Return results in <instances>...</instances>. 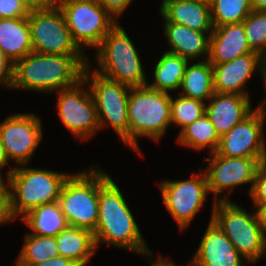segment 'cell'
Wrapping results in <instances>:
<instances>
[{
    "label": "cell",
    "mask_w": 266,
    "mask_h": 266,
    "mask_svg": "<svg viewBox=\"0 0 266 266\" xmlns=\"http://www.w3.org/2000/svg\"><path fill=\"white\" fill-rule=\"evenodd\" d=\"M253 204H266V161L260 163L249 194Z\"/></svg>",
    "instance_id": "obj_32"
},
{
    "label": "cell",
    "mask_w": 266,
    "mask_h": 266,
    "mask_svg": "<svg viewBox=\"0 0 266 266\" xmlns=\"http://www.w3.org/2000/svg\"><path fill=\"white\" fill-rule=\"evenodd\" d=\"M252 11L266 10V0H249Z\"/></svg>",
    "instance_id": "obj_40"
},
{
    "label": "cell",
    "mask_w": 266,
    "mask_h": 266,
    "mask_svg": "<svg viewBox=\"0 0 266 266\" xmlns=\"http://www.w3.org/2000/svg\"><path fill=\"white\" fill-rule=\"evenodd\" d=\"M56 241L60 256L73 260L79 266L87 265L97 251L91 231L70 225L56 236Z\"/></svg>",
    "instance_id": "obj_23"
},
{
    "label": "cell",
    "mask_w": 266,
    "mask_h": 266,
    "mask_svg": "<svg viewBox=\"0 0 266 266\" xmlns=\"http://www.w3.org/2000/svg\"><path fill=\"white\" fill-rule=\"evenodd\" d=\"M14 64L0 49V86L12 90Z\"/></svg>",
    "instance_id": "obj_35"
},
{
    "label": "cell",
    "mask_w": 266,
    "mask_h": 266,
    "mask_svg": "<svg viewBox=\"0 0 266 266\" xmlns=\"http://www.w3.org/2000/svg\"><path fill=\"white\" fill-rule=\"evenodd\" d=\"M176 140L180 146L197 151L209 148L210 154L217 151L220 143V137L214 125L205 113L192 124L184 127Z\"/></svg>",
    "instance_id": "obj_27"
},
{
    "label": "cell",
    "mask_w": 266,
    "mask_h": 266,
    "mask_svg": "<svg viewBox=\"0 0 266 266\" xmlns=\"http://www.w3.org/2000/svg\"><path fill=\"white\" fill-rule=\"evenodd\" d=\"M210 217L249 264L266 256V235L254 212L249 213L235 201L221 200L213 203Z\"/></svg>",
    "instance_id": "obj_6"
},
{
    "label": "cell",
    "mask_w": 266,
    "mask_h": 266,
    "mask_svg": "<svg viewBox=\"0 0 266 266\" xmlns=\"http://www.w3.org/2000/svg\"><path fill=\"white\" fill-rule=\"evenodd\" d=\"M257 107L262 111L263 116L266 118V100L262 101Z\"/></svg>",
    "instance_id": "obj_43"
},
{
    "label": "cell",
    "mask_w": 266,
    "mask_h": 266,
    "mask_svg": "<svg viewBox=\"0 0 266 266\" xmlns=\"http://www.w3.org/2000/svg\"><path fill=\"white\" fill-rule=\"evenodd\" d=\"M242 22L250 48L263 56L266 53V10L252 11Z\"/></svg>",
    "instance_id": "obj_31"
},
{
    "label": "cell",
    "mask_w": 266,
    "mask_h": 266,
    "mask_svg": "<svg viewBox=\"0 0 266 266\" xmlns=\"http://www.w3.org/2000/svg\"><path fill=\"white\" fill-rule=\"evenodd\" d=\"M247 53L254 52L244 33L243 22L213 27L209 37L208 61L212 64L226 63Z\"/></svg>",
    "instance_id": "obj_19"
},
{
    "label": "cell",
    "mask_w": 266,
    "mask_h": 266,
    "mask_svg": "<svg viewBox=\"0 0 266 266\" xmlns=\"http://www.w3.org/2000/svg\"><path fill=\"white\" fill-rule=\"evenodd\" d=\"M64 14L78 48L100 46L105 35L119 22L97 0H53ZM84 50V51H83Z\"/></svg>",
    "instance_id": "obj_9"
},
{
    "label": "cell",
    "mask_w": 266,
    "mask_h": 266,
    "mask_svg": "<svg viewBox=\"0 0 266 266\" xmlns=\"http://www.w3.org/2000/svg\"><path fill=\"white\" fill-rule=\"evenodd\" d=\"M15 266H33L60 255L56 237L27 233Z\"/></svg>",
    "instance_id": "obj_28"
},
{
    "label": "cell",
    "mask_w": 266,
    "mask_h": 266,
    "mask_svg": "<svg viewBox=\"0 0 266 266\" xmlns=\"http://www.w3.org/2000/svg\"><path fill=\"white\" fill-rule=\"evenodd\" d=\"M179 94L187 98H193L203 102L214 94L213 66L208 60L191 61L186 66L182 78Z\"/></svg>",
    "instance_id": "obj_24"
},
{
    "label": "cell",
    "mask_w": 266,
    "mask_h": 266,
    "mask_svg": "<svg viewBox=\"0 0 266 266\" xmlns=\"http://www.w3.org/2000/svg\"><path fill=\"white\" fill-rule=\"evenodd\" d=\"M206 161H209V164L204 172L209 192L213 194L212 201L215 203V201L230 200L228 196L237 186L248 183L250 184L247 190L249 195L256 171L260 163L266 161V158L226 157L215 152L203 160V162Z\"/></svg>",
    "instance_id": "obj_13"
},
{
    "label": "cell",
    "mask_w": 266,
    "mask_h": 266,
    "mask_svg": "<svg viewBox=\"0 0 266 266\" xmlns=\"http://www.w3.org/2000/svg\"><path fill=\"white\" fill-rule=\"evenodd\" d=\"M6 180V182H5ZM0 174V224L14 221L10 212L9 181Z\"/></svg>",
    "instance_id": "obj_34"
},
{
    "label": "cell",
    "mask_w": 266,
    "mask_h": 266,
    "mask_svg": "<svg viewBox=\"0 0 266 266\" xmlns=\"http://www.w3.org/2000/svg\"><path fill=\"white\" fill-rule=\"evenodd\" d=\"M125 200L111 175L99 168L98 220L93 233L96 248L101 244H108L146 258L153 252L148 248Z\"/></svg>",
    "instance_id": "obj_1"
},
{
    "label": "cell",
    "mask_w": 266,
    "mask_h": 266,
    "mask_svg": "<svg viewBox=\"0 0 266 266\" xmlns=\"http://www.w3.org/2000/svg\"><path fill=\"white\" fill-rule=\"evenodd\" d=\"M0 49L13 64L33 52L27 17L0 19Z\"/></svg>",
    "instance_id": "obj_22"
},
{
    "label": "cell",
    "mask_w": 266,
    "mask_h": 266,
    "mask_svg": "<svg viewBox=\"0 0 266 266\" xmlns=\"http://www.w3.org/2000/svg\"><path fill=\"white\" fill-rule=\"evenodd\" d=\"M208 102L205 105V114L219 137L229 132L255 109L252 108L250 96L239 94L214 92Z\"/></svg>",
    "instance_id": "obj_18"
},
{
    "label": "cell",
    "mask_w": 266,
    "mask_h": 266,
    "mask_svg": "<svg viewBox=\"0 0 266 266\" xmlns=\"http://www.w3.org/2000/svg\"><path fill=\"white\" fill-rule=\"evenodd\" d=\"M43 138L41 118L35 113L10 114L0 123V139L8 164L30 163ZM18 164V165H17Z\"/></svg>",
    "instance_id": "obj_14"
},
{
    "label": "cell",
    "mask_w": 266,
    "mask_h": 266,
    "mask_svg": "<svg viewBox=\"0 0 266 266\" xmlns=\"http://www.w3.org/2000/svg\"><path fill=\"white\" fill-rule=\"evenodd\" d=\"M164 34L170 49L167 52L178 54L189 61L207 60L209 37L212 32H200L184 25L164 22Z\"/></svg>",
    "instance_id": "obj_21"
},
{
    "label": "cell",
    "mask_w": 266,
    "mask_h": 266,
    "mask_svg": "<svg viewBox=\"0 0 266 266\" xmlns=\"http://www.w3.org/2000/svg\"><path fill=\"white\" fill-rule=\"evenodd\" d=\"M58 203L70 226L94 233L98 220L99 167L70 174Z\"/></svg>",
    "instance_id": "obj_7"
},
{
    "label": "cell",
    "mask_w": 266,
    "mask_h": 266,
    "mask_svg": "<svg viewBox=\"0 0 266 266\" xmlns=\"http://www.w3.org/2000/svg\"><path fill=\"white\" fill-rule=\"evenodd\" d=\"M206 103L193 98H187L178 94L171 96V124L180 127V131L192 124L205 113Z\"/></svg>",
    "instance_id": "obj_30"
},
{
    "label": "cell",
    "mask_w": 266,
    "mask_h": 266,
    "mask_svg": "<svg viewBox=\"0 0 266 266\" xmlns=\"http://www.w3.org/2000/svg\"><path fill=\"white\" fill-rule=\"evenodd\" d=\"M137 48L118 22L96 49L94 69L100 75L129 87L146 86L148 80Z\"/></svg>",
    "instance_id": "obj_5"
},
{
    "label": "cell",
    "mask_w": 266,
    "mask_h": 266,
    "mask_svg": "<svg viewBox=\"0 0 266 266\" xmlns=\"http://www.w3.org/2000/svg\"><path fill=\"white\" fill-rule=\"evenodd\" d=\"M214 92L249 96L246 84L257 71L263 80V59L259 53H247L232 61L215 64Z\"/></svg>",
    "instance_id": "obj_16"
},
{
    "label": "cell",
    "mask_w": 266,
    "mask_h": 266,
    "mask_svg": "<svg viewBox=\"0 0 266 266\" xmlns=\"http://www.w3.org/2000/svg\"><path fill=\"white\" fill-rule=\"evenodd\" d=\"M190 263L193 266H247L248 264L211 219Z\"/></svg>",
    "instance_id": "obj_17"
},
{
    "label": "cell",
    "mask_w": 266,
    "mask_h": 266,
    "mask_svg": "<svg viewBox=\"0 0 266 266\" xmlns=\"http://www.w3.org/2000/svg\"><path fill=\"white\" fill-rule=\"evenodd\" d=\"M263 59V71H266V53L262 56Z\"/></svg>",
    "instance_id": "obj_45"
},
{
    "label": "cell",
    "mask_w": 266,
    "mask_h": 266,
    "mask_svg": "<svg viewBox=\"0 0 266 266\" xmlns=\"http://www.w3.org/2000/svg\"><path fill=\"white\" fill-rule=\"evenodd\" d=\"M262 84L264 85V90H265V96H266V71H263V80H262ZM266 98V97H265Z\"/></svg>",
    "instance_id": "obj_44"
},
{
    "label": "cell",
    "mask_w": 266,
    "mask_h": 266,
    "mask_svg": "<svg viewBox=\"0 0 266 266\" xmlns=\"http://www.w3.org/2000/svg\"><path fill=\"white\" fill-rule=\"evenodd\" d=\"M33 51L52 55H87L74 43L59 6L49 0L27 16Z\"/></svg>",
    "instance_id": "obj_10"
},
{
    "label": "cell",
    "mask_w": 266,
    "mask_h": 266,
    "mask_svg": "<svg viewBox=\"0 0 266 266\" xmlns=\"http://www.w3.org/2000/svg\"><path fill=\"white\" fill-rule=\"evenodd\" d=\"M171 125V95L150 87H132L128 98V147L141 156L138 138L155 142Z\"/></svg>",
    "instance_id": "obj_4"
},
{
    "label": "cell",
    "mask_w": 266,
    "mask_h": 266,
    "mask_svg": "<svg viewBox=\"0 0 266 266\" xmlns=\"http://www.w3.org/2000/svg\"><path fill=\"white\" fill-rule=\"evenodd\" d=\"M201 1H205V2H208V3H210V1H211V0H201Z\"/></svg>",
    "instance_id": "obj_46"
},
{
    "label": "cell",
    "mask_w": 266,
    "mask_h": 266,
    "mask_svg": "<svg viewBox=\"0 0 266 266\" xmlns=\"http://www.w3.org/2000/svg\"><path fill=\"white\" fill-rule=\"evenodd\" d=\"M84 68L83 79L93 96L100 129L110 125L121 141L128 146V98L131 87L106 78L91 67Z\"/></svg>",
    "instance_id": "obj_8"
},
{
    "label": "cell",
    "mask_w": 266,
    "mask_h": 266,
    "mask_svg": "<svg viewBox=\"0 0 266 266\" xmlns=\"http://www.w3.org/2000/svg\"><path fill=\"white\" fill-rule=\"evenodd\" d=\"M163 22H173L200 32H212L210 3L201 0H162Z\"/></svg>",
    "instance_id": "obj_20"
},
{
    "label": "cell",
    "mask_w": 266,
    "mask_h": 266,
    "mask_svg": "<svg viewBox=\"0 0 266 266\" xmlns=\"http://www.w3.org/2000/svg\"><path fill=\"white\" fill-rule=\"evenodd\" d=\"M265 121L256 108L220 137L217 153L226 157L266 158Z\"/></svg>",
    "instance_id": "obj_15"
},
{
    "label": "cell",
    "mask_w": 266,
    "mask_h": 266,
    "mask_svg": "<svg viewBox=\"0 0 266 266\" xmlns=\"http://www.w3.org/2000/svg\"><path fill=\"white\" fill-rule=\"evenodd\" d=\"M70 174L25 165L9 168L6 175L13 219H21L40 205L57 202L62 186Z\"/></svg>",
    "instance_id": "obj_3"
},
{
    "label": "cell",
    "mask_w": 266,
    "mask_h": 266,
    "mask_svg": "<svg viewBox=\"0 0 266 266\" xmlns=\"http://www.w3.org/2000/svg\"><path fill=\"white\" fill-rule=\"evenodd\" d=\"M213 27L241 23L251 12L249 0H211Z\"/></svg>",
    "instance_id": "obj_29"
},
{
    "label": "cell",
    "mask_w": 266,
    "mask_h": 266,
    "mask_svg": "<svg viewBox=\"0 0 266 266\" xmlns=\"http://www.w3.org/2000/svg\"><path fill=\"white\" fill-rule=\"evenodd\" d=\"M54 93H57L58 116L70 134L86 141L99 131L96 105L84 79L72 87Z\"/></svg>",
    "instance_id": "obj_12"
},
{
    "label": "cell",
    "mask_w": 266,
    "mask_h": 266,
    "mask_svg": "<svg viewBox=\"0 0 266 266\" xmlns=\"http://www.w3.org/2000/svg\"><path fill=\"white\" fill-rule=\"evenodd\" d=\"M188 63V59L178 54L164 51L154 67L152 83L147 82L146 85L154 90L165 93L180 90Z\"/></svg>",
    "instance_id": "obj_26"
},
{
    "label": "cell",
    "mask_w": 266,
    "mask_h": 266,
    "mask_svg": "<svg viewBox=\"0 0 266 266\" xmlns=\"http://www.w3.org/2000/svg\"><path fill=\"white\" fill-rule=\"evenodd\" d=\"M25 2L31 9L40 7L46 4L49 0H22Z\"/></svg>",
    "instance_id": "obj_41"
},
{
    "label": "cell",
    "mask_w": 266,
    "mask_h": 266,
    "mask_svg": "<svg viewBox=\"0 0 266 266\" xmlns=\"http://www.w3.org/2000/svg\"><path fill=\"white\" fill-rule=\"evenodd\" d=\"M254 211L257 223L259 224L261 230L266 235V204H253Z\"/></svg>",
    "instance_id": "obj_38"
},
{
    "label": "cell",
    "mask_w": 266,
    "mask_h": 266,
    "mask_svg": "<svg viewBox=\"0 0 266 266\" xmlns=\"http://www.w3.org/2000/svg\"><path fill=\"white\" fill-rule=\"evenodd\" d=\"M199 169L200 172L192 174L189 179H167L159 183L164 206L180 230L192 223L196 214L202 210L207 195L210 194L206 174L202 168Z\"/></svg>",
    "instance_id": "obj_11"
},
{
    "label": "cell",
    "mask_w": 266,
    "mask_h": 266,
    "mask_svg": "<svg viewBox=\"0 0 266 266\" xmlns=\"http://www.w3.org/2000/svg\"><path fill=\"white\" fill-rule=\"evenodd\" d=\"M154 253L151 254L148 258H150V262H151V266H176L175 263H173L170 259L168 260V258H165L162 256V254L157 255L158 257L154 260H152L154 257ZM187 266H193L190 262H188Z\"/></svg>",
    "instance_id": "obj_39"
},
{
    "label": "cell",
    "mask_w": 266,
    "mask_h": 266,
    "mask_svg": "<svg viewBox=\"0 0 266 266\" xmlns=\"http://www.w3.org/2000/svg\"><path fill=\"white\" fill-rule=\"evenodd\" d=\"M30 10L22 0H0V19L27 17Z\"/></svg>",
    "instance_id": "obj_33"
},
{
    "label": "cell",
    "mask_w": 266,
    "mask_h": 266,
    "mask_svg": "<svg viewBox=\"0 0 266 266\" xmlns=\"http://www.w3.org/2000/svg\"><path fill=\"white\" fill-rule=\"evenodd\" d=\"M21 220L30 228V234L43 237H56L69 225L58 201L34 208Z\"/></svg>",
    "instance_id": "obj_25"
},
{
    "label": "cell",
    "mask_w": 266,
    "mask_h": 266,
    "mask_svg": "<svg viewBox=\"0 0 266 266\" xmlns=\"http://www.w3.org/2000/svg\"><path fill=\"white\" fill-rule=\"evenodd\" d=\"M33 266H79V265L75 263L73 260L59 255L57 257L50 258L47 261L35 264Z\"/></svg>",
    "instance_id": "obj_37"
},
{
    "label": "cell",
    "mask_w": 266,
    "mask_h": 266,
    "mask_svg": "<svg viewBox=\"0 0 266 266\" xmlns=\"http://www.w3.org/2000/svg\"><path fill=\"white\" fill-rule=\"evenodd\" d=\"M87 55L31 52L14 64L12 89L50 93L76 85L89 64Z\"/></svg>",
    "instance_id": "obj_2"
},
{
    "label": "cell",
    "mask_w": 266,
    "mask_h": 266,
    "mask_svg": "<svg viewBox=\"0 0 266 266\" xmlns=\"http://www.w3.org/2000/svg\"><path fill=\"white\" fill-rule=\"evenodd\" d=\"M8 162L6 159V156L4 154V150H3V145L1 143V139H0V174H3L1 171L3 168H5L6 166H8Z\"/></svg>",
    "instance_id": "obj_42"
},
{
    "label": "cell",
    "mask_w": 266,
    "mask_h": 266,
    "mask_svg": "<svg viewBox=\"0 0 266 266\" xmlns=\"http://www.w3.org/2000/svg\"><path fill=\"white\" fill-rule=\"evenodd\" d=\"M118 21L122 13L129 7L133 0H97Z\"/></svg>",
    "instance_id": "obj_36"
}]
</instances>
